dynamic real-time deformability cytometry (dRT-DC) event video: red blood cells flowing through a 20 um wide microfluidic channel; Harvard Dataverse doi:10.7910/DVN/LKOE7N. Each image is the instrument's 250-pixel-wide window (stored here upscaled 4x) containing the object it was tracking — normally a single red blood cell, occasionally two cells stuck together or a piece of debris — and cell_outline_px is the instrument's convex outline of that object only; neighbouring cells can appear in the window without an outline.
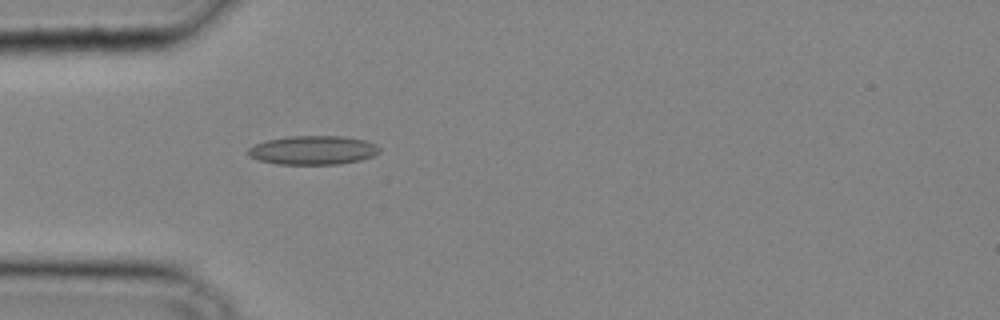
{"species": "common noctule bat (a hibernating species)", "species_latin": "Nyctalus noctula", "temperature_condition": "cold", "stored_images_in_passage": 32, "camera_frame_rate_fps": 3000, "um_per_image_px": 0.085, "animal": {"sex": "male", "body_mass_g": 20.4}, "frame": {"image": 1, "passage_image": 11, "time_ms": 3.333, "image_size_px": [1000, 320], "cell_outline_px": [[380, 152], [372, 156], [360, 160], [340, 164], [276, 164], [260, 160], [248, 156], [248, 148], [256, 144], [268, 140], [288, 136], [340, 136], [364, 140], [376, 144], [380, 148]], "centroid_in_image_um": [26.61, 12.77], "position_along_channel_um": 58.4, "area_um2": 22.02}}
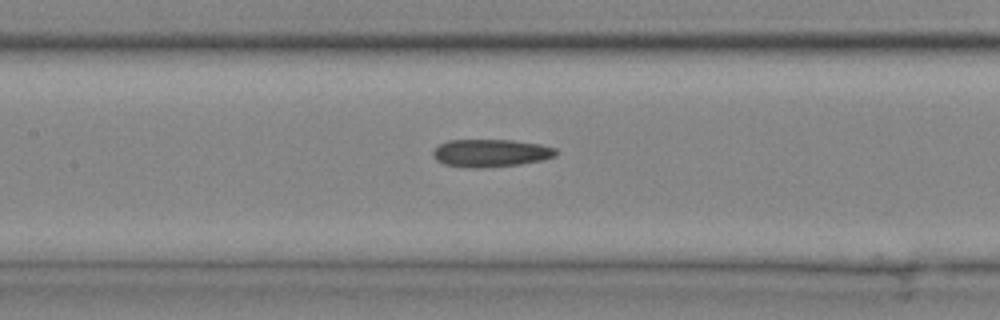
{"frame": {"image": 2, "passage_image": 17, "time_ms": 5.333, "image_size_px": [1000, 320], "cell_outline_px": [[560, 152], [556, 156], [544, 160], [520, 164], [480, 168], [468, 168], [444, 164], [436, 160], [432, 156], [432, 152], [440, 144], [448, 140], [516, 140], [540, 144], [556, 148]], "centroid_in_image_um": [41.75, 13.01], "position_along_channel_um": 165.7, "area_um2": 20.11}}
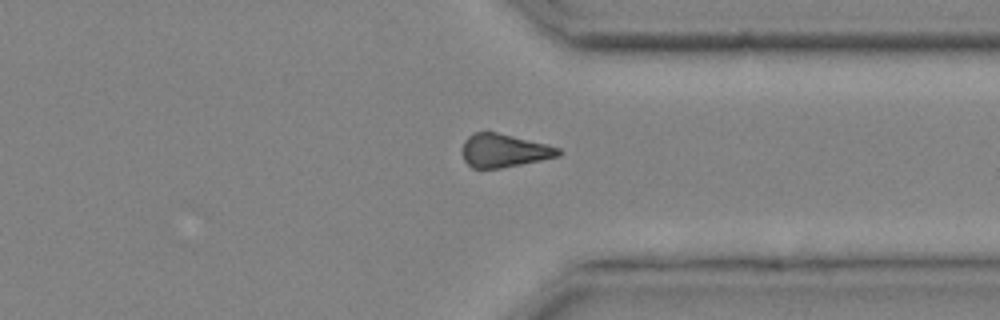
{"frame": {"image": 3, "passage_image": 28, "time_ms": 9.0, "image_size_px": [1000, 320], "cell_outline_px": [[564, 152], [560, 156], [500, 168], [472, 168], [464, 160], [464, 140], [468, 136], [476, 132], [496, 132], [548, 144], [560, 148]], "centroid_in_image_um": [42.89, 12.79], "position_along_channel_um": 368.5, "area_um2": 18.5}}